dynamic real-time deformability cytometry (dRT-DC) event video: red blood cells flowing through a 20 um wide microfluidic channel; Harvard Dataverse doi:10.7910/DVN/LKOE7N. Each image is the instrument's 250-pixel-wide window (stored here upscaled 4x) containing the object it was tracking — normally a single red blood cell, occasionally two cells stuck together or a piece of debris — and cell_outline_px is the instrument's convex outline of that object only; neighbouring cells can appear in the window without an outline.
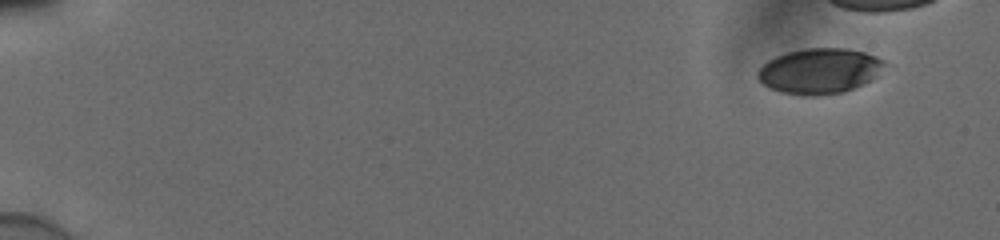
{"species": "human", "species_latin": "Homo sapiens", "temperature_condition": "cold", "stored_images_in_passage": 43, "camera_frame_rate_fps": 3000, "um_per_image_px": 0.085, "donor": {"sex": "male"}, "frame": {"image": 1, "passage_image": 1, "time_ms": 0.0, "image_size_px": [1000, 240], "cell_outline_px": [[884, 64], [872, 80], [864, 84], [844, 92], [816, 96], [804, 96], [780, 92], [764, 84], [756, 76], [756, 72], [768, 60], [776, 56], [788, 52], [804, 48], [844, 48], [864, 52], [876, 56], [884, 60]], "centroid_in_image_um": [69.64, 6.04], "position_along_channel_um": 15.4, "area_um2": 33.47}}
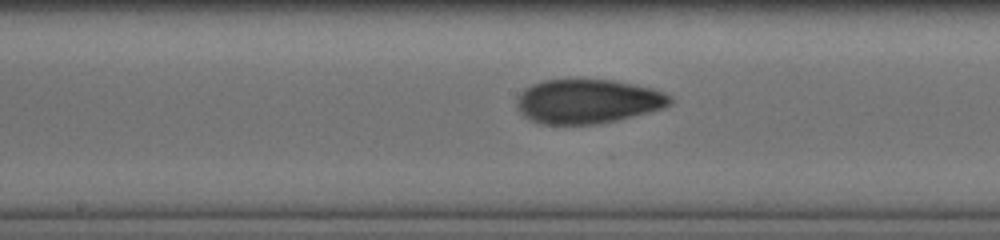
{"frame": {"image": 2, "passage_image": 28, "time_ms": 9.0, "image_size_px": [1000, 240], "cell_outline_px": [[672, 104], [664, 108], [616, 120], [596, 124], [544, 124], [532, 120], [524, 116], [520, 112], [516, 104], [520, 92], [524, 88], [532, 84], [544, 80], [612, 80], [636, 84], [652, 88], [664, 92], [672, 96]], "centroid_in_image_um": [49.98, 8.61], "position_along_channel_um": 198.2, "area_um2": 39.48}}
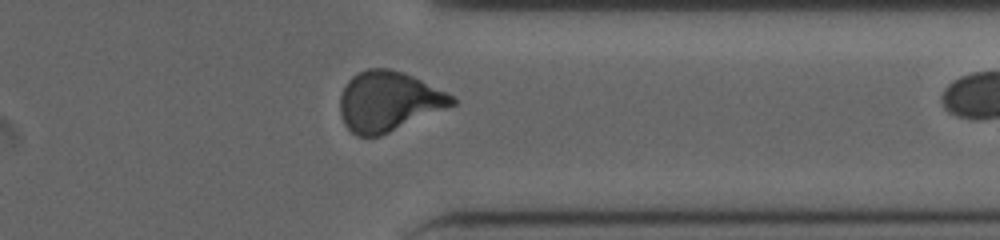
{"frame": {"image": 3, "passage_image": 42, "time_ms": 13.667, "image_size_px": [1000, 240], "cell_outline_px": [[456, 104], [380, 136], [356, 136], [344, 124], [340, 112], [340, 92], [348, 80], [356, 72], [368, 68], [388, 68], [404, 72], [452, 96], [456, 100]], "centroid_in_image_um": [32.96, 8.61], "position_along_channel_um": 378.4, "area_um2": 38.84}}